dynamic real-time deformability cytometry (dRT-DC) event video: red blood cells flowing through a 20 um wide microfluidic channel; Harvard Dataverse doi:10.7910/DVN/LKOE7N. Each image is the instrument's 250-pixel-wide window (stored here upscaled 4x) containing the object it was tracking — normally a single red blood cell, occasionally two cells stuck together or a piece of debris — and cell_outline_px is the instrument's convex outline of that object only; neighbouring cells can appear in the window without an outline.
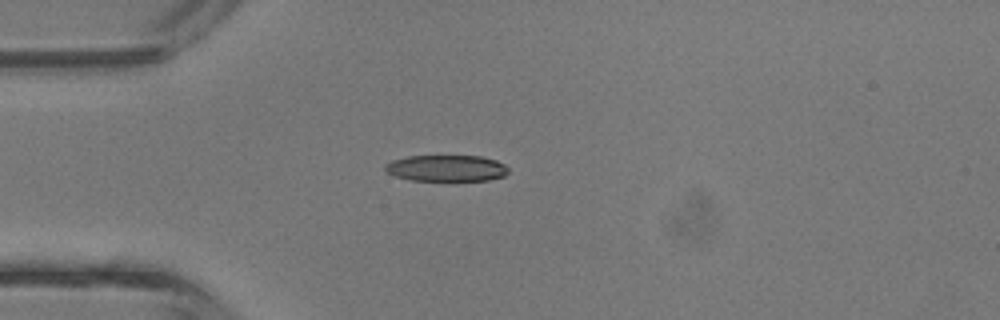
{"species": "common noctule bat (a hibernating species)", "species_latin": "Nyctalus noctula", "temperature_condition": "room temperature", "stored_images_in_passage": 3, "camera_frame_rate_fps": 3000, "um_per_image_px": 0.085, "animal": {"sex": "male", "body_mass_g": 13.3}, "frame": {"image": 1, "passage_image": 3, "time_ms": 0.667, "image_size_px": [1000, 320], "cell_outline_px": [[508, 172], [504, 176], [488, 180], [412, 180], [396, 176], [388, 172], [384, 168], [384, 164], [392, 160], [408, 156], [480, 156], [496, 160], [504, 164], [508, 168]], "centroid_in_image_um": [37.95, 14.29], "position_along_channel_um": 47.0, "area_um2": 18.79}}